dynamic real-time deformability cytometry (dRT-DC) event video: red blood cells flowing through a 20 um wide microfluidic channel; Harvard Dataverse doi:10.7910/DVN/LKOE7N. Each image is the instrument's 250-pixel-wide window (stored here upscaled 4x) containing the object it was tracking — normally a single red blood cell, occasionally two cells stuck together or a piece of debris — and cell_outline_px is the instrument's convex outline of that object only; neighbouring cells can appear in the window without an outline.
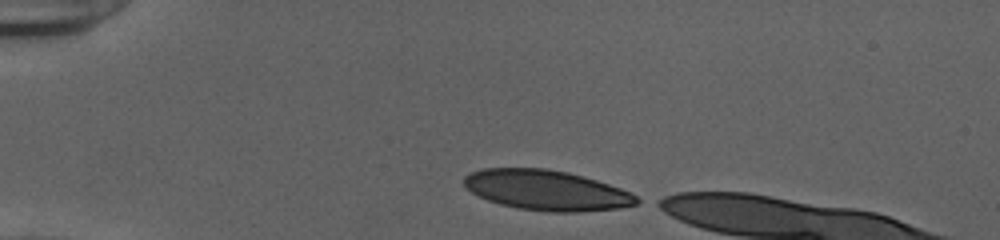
{"species": "human", "species_latin": "Homo sapiens", "temperature_condition": "cold", "stored_images_in_passage": 34, "camera_frame_rate_fps": 3000, "um_per_image_px": 0.085, "donor": {"sex": "female"}, "frame": {"image": 1, "passage_image": 1, "time_ms": 0.0, "image_size_px": [1000, 240], "cell_outline_px": [[644, 200], [636, 204], [620, 208], [580, 212], [548, 212], [520, 208], [500, 204], [488, 200], [472, 192], [464, 184], [464, 176], [468, 172], [484, 168], [548, 168], [568, 172], [584, 176], [620, 188]], "centroid_in_image_um": [46.47, 16.16], "position_along_channel_um": 38.5, "area_um2": 40.46}}
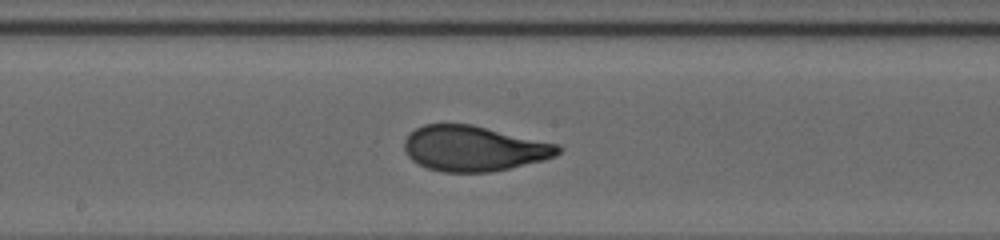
{"frame": {"image": 2, "passage_image": 18, "time_ms": 5.667, "image_size_px": [1000, 240], "cell_outline_px": [[560, 152], [556, 156], [544, 160], [508, 168], [488, 172], [444, 172], [428, 168], [412, 160], [408, 156], [404, 148], [404, 140], [416, 128], [424, 124], [472, 124], [560, 144]], "centroid_in_image_um": [40.3, 12.61], "position_along_channel_um": 207.9, "area_um2": 40.52}}
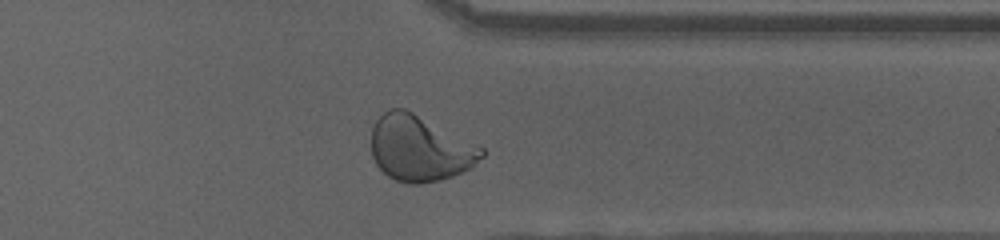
{"frame": {"image": 3, "passage_image": 31, "time_ms": 10.0, "image_size_px": [1000, 240], "cell_outline_px": [[484, 156], [472, 168], [452, 176], [440, 180], [420, 184], [408, 184], [396, 180], [388, 176], [376, 164], [372, 156], [372, 128], [376, 120], [388, 108], [404, 108], [484, 148]], "centroid_in_image_um": [35.68, 12.63], "position_along_channel_um": 375.7, "area_um2": 42.08}, "authors_computed_cell_mechanics": {"area_um2": 40.9224, "velocity_mm_per_s": 3.8927, "shape_relaxation_time_tau1_ms": 4.1476, "shape_relaxation_time_tau2_ms": null, "deformation_change_tau1": 0.2041, "deformation_change_tau2": null}}